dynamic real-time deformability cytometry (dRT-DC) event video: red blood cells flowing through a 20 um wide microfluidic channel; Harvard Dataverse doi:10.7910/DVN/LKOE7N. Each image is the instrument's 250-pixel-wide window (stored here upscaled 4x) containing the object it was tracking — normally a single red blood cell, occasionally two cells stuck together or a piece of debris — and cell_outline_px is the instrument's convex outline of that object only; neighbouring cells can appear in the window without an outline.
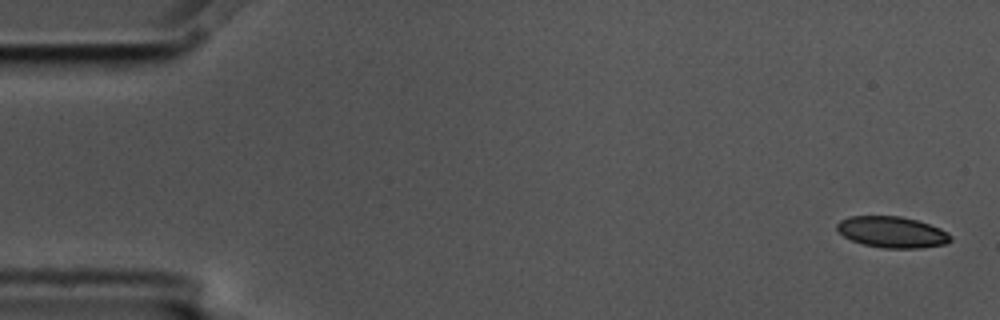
{"species": "common noctule bat (a hibernating species)", "species_latin": "Nyctalus noctula", "temperature_condition": "cold", "stored_images_in_passage": 3, "camera_frame_rate_fps": 3000, "um_per_image_px": 0.085, "animal": {"sex": "male", "body_mass_g": 17.5, "forearm_length_mm": 52.3}, "frame": {"image": 1, "passage_image": 1, "time_ms": 0.0, "image_size_px": [1000, 320], "cell_outline_px": [[952, 240], [944, 244], [920, 248], [884, 248], [864, 244], [852, 240], [844, 236], [836, 228], [836, 224], [840, 220], [848, 216], [900, 216], [916, 220], [940, 228], [948, 232], [952, 236]], "centroid_in_image_um": [75.83, 19.72], "position_along_channel_um": 9.2, "area_um2": 20.58}}